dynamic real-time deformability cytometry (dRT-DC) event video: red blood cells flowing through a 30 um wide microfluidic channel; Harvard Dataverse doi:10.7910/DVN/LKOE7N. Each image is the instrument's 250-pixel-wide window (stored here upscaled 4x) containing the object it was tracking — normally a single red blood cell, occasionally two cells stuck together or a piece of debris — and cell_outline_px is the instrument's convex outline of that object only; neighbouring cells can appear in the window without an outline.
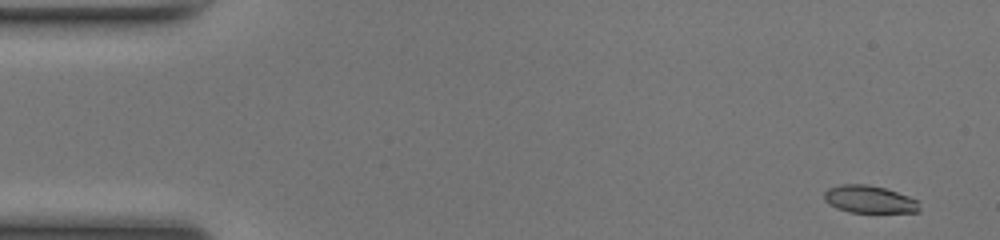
{"species": "common noctule bat (a hibernating species)", "species_latin": "Nyctalus noctula", "temperature_condition": "room temperature", "stored_images_in_passage": 48, "camera_frame_rate_fps": 3000, "um_per_image_px": 0.085, "animal": {"sex": "female", "body_mass_g": 17.0, "forearm_length_mm": 48.0}, "frame": {"image": 1, "passage_image": 1, "time_ms": 0.0, "image_size_px": [1000, 240], "cell_outline_px": [[920, 212], [848, 212], [836, 208], [828, 204], [824, 200], [824, 192], [828, 188], [840, 184], [868, 184], [884, 188], [920, 200]], "centroid_in_image_um": [73.89, 16.94], "position_along_channel_um": 11.1, "area_um2": 15.43}}
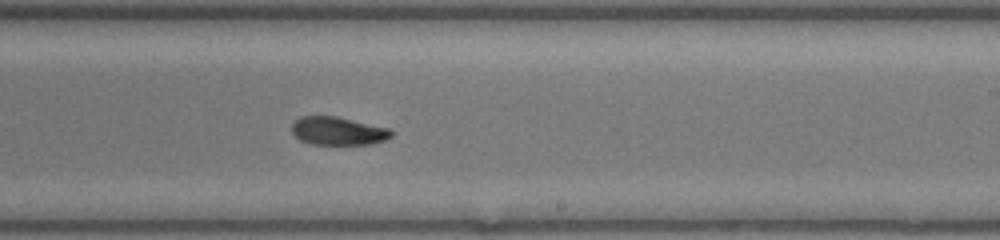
{"frame": {"image": 2, "passage_image": 28, "time_ms": 9.0, "image_size_px": [1000, 240], "cell_outline_px": [[392, 136], [384, 140], [372, 144], [312, 144], [300, 140], [292, 132], [292, 124], [300, 116], [336, 116], [392, 128]], "centroid_in_image_um": [28.76, 11.12], "position_along_channel_um": 260.2, "area_um2": 16.42}}
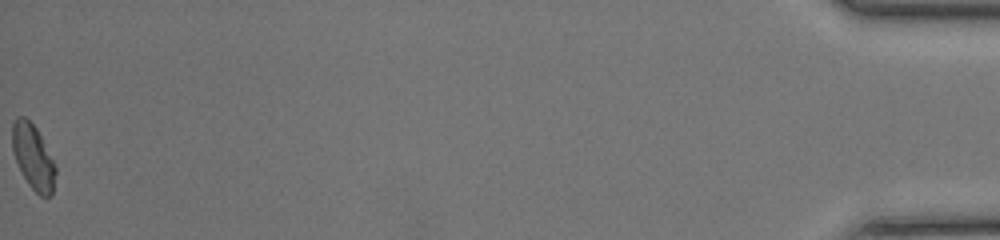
{"frame": {"image": 3, "passage_image": 48, "time_ms": 15.667, "image_size_px": [1000, 240], "cell_outline_px": [[56, 172], [52, 196], [40, 196], [28, 184], [12, 152], [12, 124], [16, 116], [24, 116], [36, 128], [56, 168]], "centroid_in_image_um": [2.8, 13.34], "position_along_channel_um": 432.4, "area_um2": 16.07}, "authors_computed_cell_mechanics": {"area_um2": 16.6753, "velocity_mm_per_s": 4.2354, "shape_relaxation_time_tau1_ms": 2.5715, "shape_relaxation_time_tau2_ms": 9.1096, "deformation_change_tau1": 0.1219, "deformation_change_tau2": 0.1346}}